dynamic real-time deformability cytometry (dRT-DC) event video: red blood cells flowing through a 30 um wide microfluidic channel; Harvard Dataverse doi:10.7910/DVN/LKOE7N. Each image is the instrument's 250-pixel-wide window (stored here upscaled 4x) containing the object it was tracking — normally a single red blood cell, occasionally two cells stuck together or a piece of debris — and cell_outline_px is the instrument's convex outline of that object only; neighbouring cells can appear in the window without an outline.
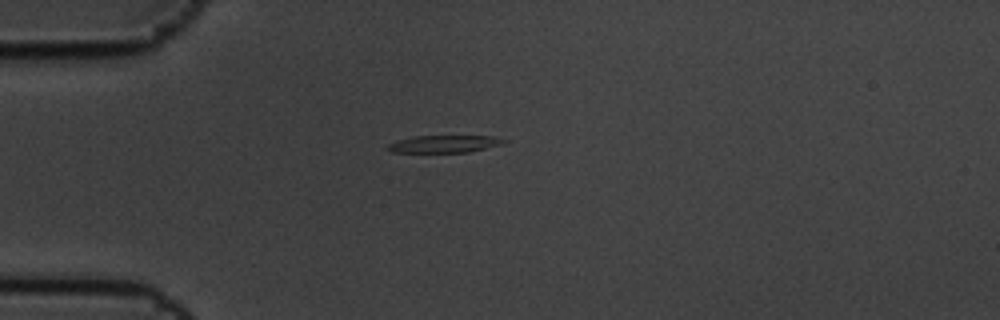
{"species": "common noctule bat (a hibernating species)", "species_latin": "Nyctalus noctula", "temperature_condition": "cold", "stored_images_in_passage": 2, "camera_frame_rate_fps": 3000, "um_per_image_px": 0.085, "animal": {"sex": "male", "body_mass_g": 19.5, "forearm_length_mm": 54.6}, "frame": {"image": 1, "passage_image": 1, "time_ms": 0.0, "image_size_px": [1000, 320], "cell_outline_px": [[508, 140], [500, 144], [468, 152], [392, 152], [388, 148], [388, 144], [396, 140], [412, 136], [492, 136]], "centroid_in_image_um": [37.71, 12.22], "position_along_channel_um": 47.3, "area_um2": 11.5}}